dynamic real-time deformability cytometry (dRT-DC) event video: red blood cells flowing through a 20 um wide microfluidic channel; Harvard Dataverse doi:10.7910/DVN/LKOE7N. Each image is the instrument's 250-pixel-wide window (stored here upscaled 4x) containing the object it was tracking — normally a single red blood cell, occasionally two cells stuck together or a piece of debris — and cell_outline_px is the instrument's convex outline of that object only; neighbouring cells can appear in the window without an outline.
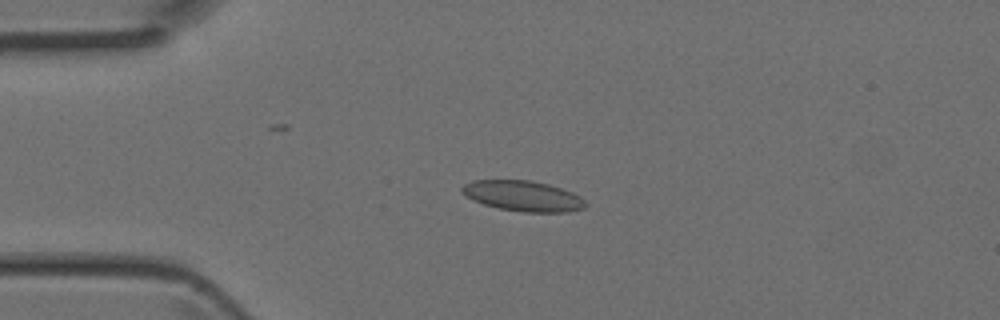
{"species": "Egyptian fruit bat (a non-hibernating species)", "species_latin": "Rousettus aegyptiacus", "temperature_condition": "room temperature", "stored_images_in_passage": 5, "camera_frame_rate_fps": 3000, "um_per_image_px": 0.085, "animal": {"sex": "female"}, "frame": {"image": 1, "passage_image": 3, "time_ms": 0.667, "image_size_px": [1000, 320], "cell_outline_px": [[588, 204], [584, 208], [568, 212], [524, 212], [500, 208], [484, 204], [472, 200], [460, 192], [460, 188], [464, 184], [472, 180], [528, 180], [548, 184], [572, 192], [580, 196]], "centroid_in_image_um": [44.44, 16.65], "position_along_channel_um": 40.6, "area_um2": 21.96}}
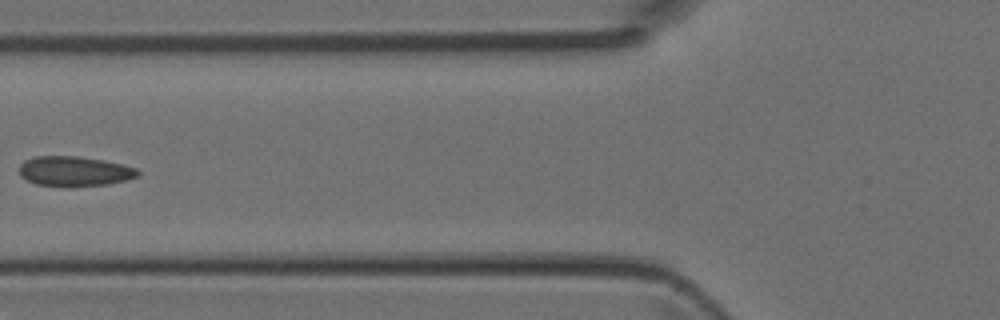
{"frame": {"image": 2, "passage_image": 5, "time_ms": 1.333, "image_size_px": [1000, 320], "cell_outline_px": [[140, 172], [136, 176], [124, 180], [108, 184], [68, 188], [36, 184], [20, 176], [20, 164], [24, 160], [32, 156], [76, 156], [104, 160], [136, 168]], "centroid_in_image_um": [6.28, 14.57], "position_along_channel_um": 119.5, "area_um2": 20.87}}